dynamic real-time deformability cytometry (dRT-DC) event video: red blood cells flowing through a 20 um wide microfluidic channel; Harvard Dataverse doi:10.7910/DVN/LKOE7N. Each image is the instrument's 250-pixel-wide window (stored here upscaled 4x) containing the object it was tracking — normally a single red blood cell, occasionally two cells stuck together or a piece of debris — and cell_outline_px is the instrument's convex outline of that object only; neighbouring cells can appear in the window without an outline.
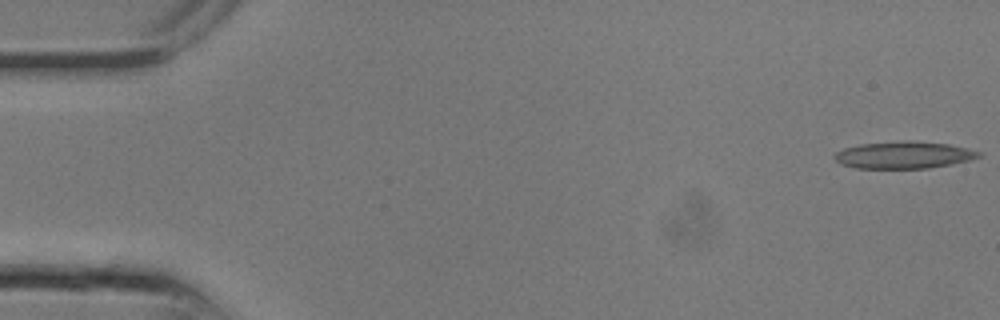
{"species": "common noctule bat (a hibernating species)", "species_latin": "Nyctalus noctula", "temperature_condition": "room temperature", "stored_images_in_passage": 25, "camera_frame_rate_fps": 3000, "um_per_image_px": 0.085, "animal": {"sex": "male", "body_mass_g": 13.3}, "frame": {"image": 1, "passage_image": 1, "time_ms": 0.0, "image_size_px": [1000, 320], "cell_outline_px": [[984, 152], [980, 156], [968, 160], [952, 164], [928, 168], [856, 168], [840, 164], [832, 156], [836, 152], [844, 148], [860, 144], [908, 140], [912, 140], [948, 144]], "centroid_in_image_um": [76.81, 13.17], "position_along_channel_um": 8.2, "area_um2": 22.77}}
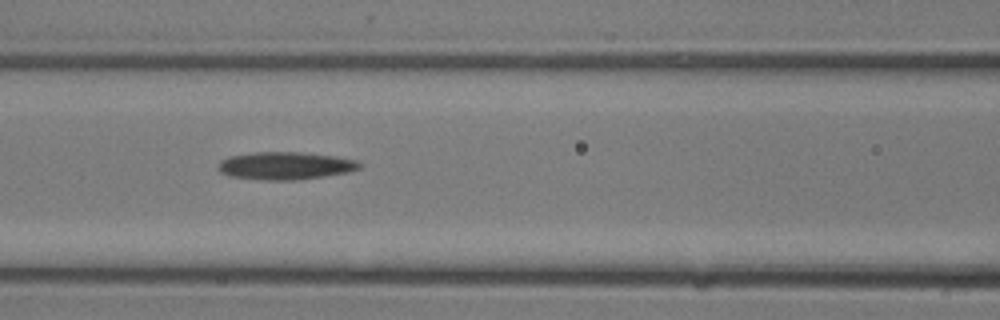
{"frame": {"image": 2, "passage_image": 11, "time_ms": 3.333, "image_size_px": [1000, 320], "cell_outline_px": [[364, 164], [360, 168], [348, 172], [324, 176], [296, 180], [264, 180], [232, 176], [220, 172], [216, 168], [220, 160], [228, 156], [256, 152], [300, 152], [332, 156], [356, 160]], "centroid_in_image_um": [24.24, 14.08], "position_along_channel_um": 142.4, "area_um2": 22.77}}
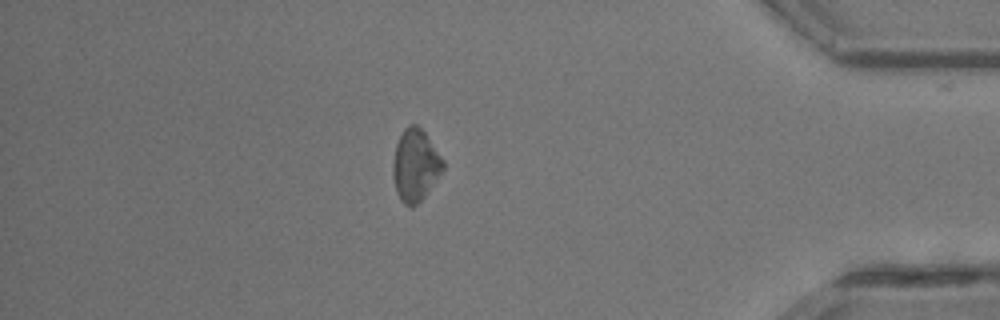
{"frame": {"image": 3, "passage_image": 22, "time_ms": 7.0, "image_size_px": [1000, 320], "cell_outline_px": [[444, 168], [424, 196], [412, 208], [404, 204], [400, 200], [396, 192], [392, 176], [392, 164], [396, 144], [404, 128], [408, 124], [416, 124], [424, 132], [444, 160]], "centroid_in_image_um": [35.27, 14.05], "position_along_channel_um": 399.9, "area_um2": 20.92}}